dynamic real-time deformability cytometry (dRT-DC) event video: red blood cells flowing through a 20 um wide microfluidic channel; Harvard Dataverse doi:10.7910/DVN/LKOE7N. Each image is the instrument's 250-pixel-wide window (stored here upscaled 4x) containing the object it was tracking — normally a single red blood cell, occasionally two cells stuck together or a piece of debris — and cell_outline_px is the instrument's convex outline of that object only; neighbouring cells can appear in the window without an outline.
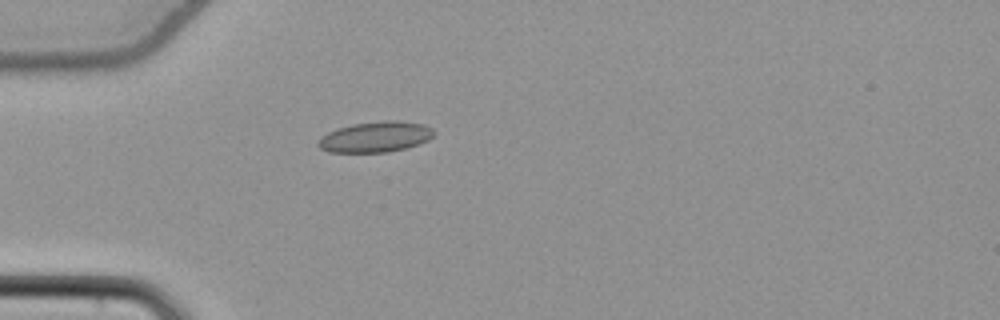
{"species": "common noctule bat (a hibernating species)", "species_latin": "Nyctalus noctula", "temperature_condition": "cold", "stored_images_in_passage": 40, "camera_frame_rate_fps": 3000, "um_per_image_px": 0.085, "animal": {"sex": "female", "body_mass_g": 22.7, "forearm_length_mm": 54.2}, "frame": {"image": 1, "passage_image": 2, "time_ms": 0.333, "image_size_px": [1000, 320], "cell_outline_px": [[436, 132], [428, 140], [420, 144], [388, 152], [328, 152], [320, 148], [316, 144], [328, 132], [336, 128], [352, 124], [384, 120], [396, 120], [424, 124], [432, 128]], "centroid_in_image_um": [31.94, 11.63], "position_along_channel_um": 53.1, "area_um2": 20.69}}
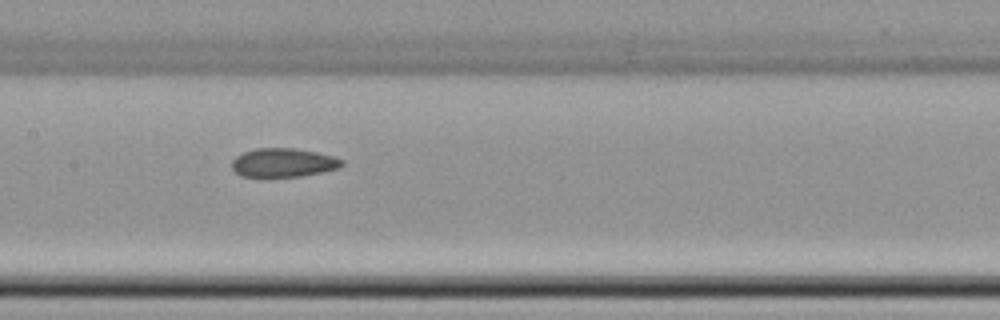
{"frame": {"image": 2, "passage_image": 13, "time_ms": 4.0, "image_size_px": [1000, 320], "cell_outline_px": [[344, 164], [340, 168], [300, 176], [240, 176], [232, 168], [232, 160], [236, 156], [244, 152], [256, 148], [292, 148], [316, 152], [332, 156], [344, 160]], "centroid_in_image_um": [24.09, 13.82], "position_along_channel_um": 183.3, "area_um2": 18.26}}
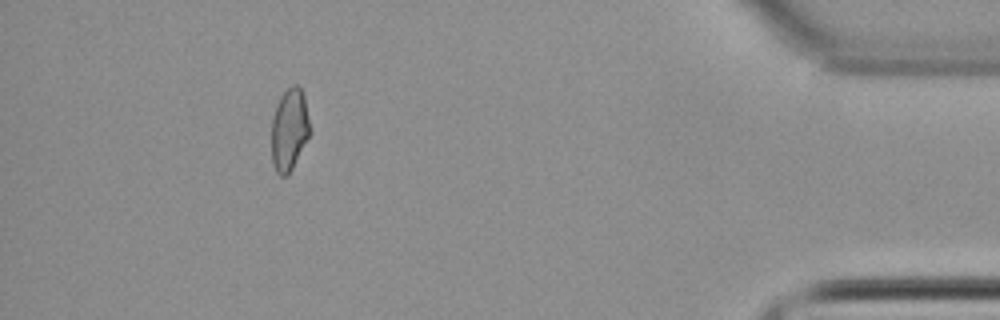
{"frame": {"image": 3, "passage_image": 35, "time_ms": 11.333, "image_size_px": [1000, 320], "cell_outline_px": [[312, 132], [288, 176], [280, 176], [276, 172], [272, 164], [272, 116], [276, 104], [280, 96], [292, 84], [296, 84], [304, 92]], "centroid_in_image_um": [24.61, 11.01], "position_along_channel_um": 410.6, "area_um2": 18.9}, "authors_computed_cell_mechanics": {"area_um2": 19.0451, "velocity_mm_per_s": 3.8611, "shape_relaxation_time_tau1_ms": null, "shape_relaxation_time_tau2_ms": 2.9858, "deformation_change_tau1": null, "deformation_change_tau2": 0.0896}}